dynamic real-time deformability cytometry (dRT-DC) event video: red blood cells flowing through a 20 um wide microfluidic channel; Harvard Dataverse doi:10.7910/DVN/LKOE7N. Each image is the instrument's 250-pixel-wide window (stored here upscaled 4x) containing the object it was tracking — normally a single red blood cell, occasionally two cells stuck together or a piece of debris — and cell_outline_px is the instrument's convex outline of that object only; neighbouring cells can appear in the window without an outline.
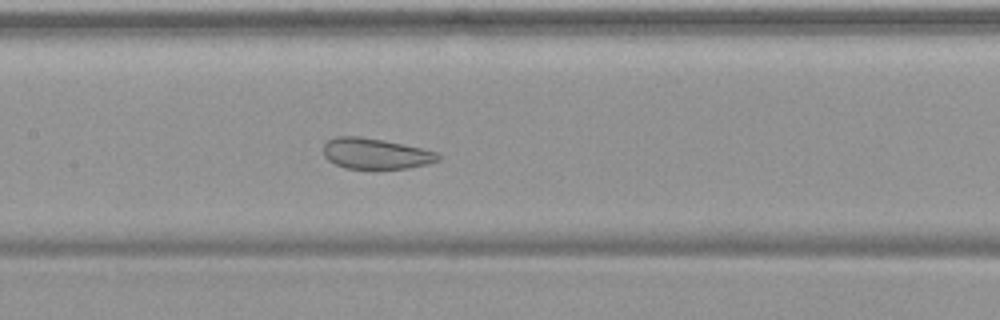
{"species": "common noctule bat (a hibernating species)", "species_latin": "Nyctalus noctula", "temperature_condition": "warm", "stored_images_in_passage": 54, "camera_frame_rate_fps": 3000, "um_per_image_px": 0.085, "animal": {"sex": "female", "body_mass_g": 19.9}, "frame": {"image": 1, "passage_image": 26, "time_ms": 8.333, "image_size_px": [1000, 320], "cell_outline_px": [[440, 160], [428, 164], [408, 168], [344, 168], [328, 160], [324, 156], [324, 144], [328, 140], [336, 136], [360, 136], [384, 140], [420, 148], [436, 152], [440, 156]], "centroid_in_image_um": [31.91, 13.05], "position_along_channel_um": 175.5, "area_um2": 20.4}}
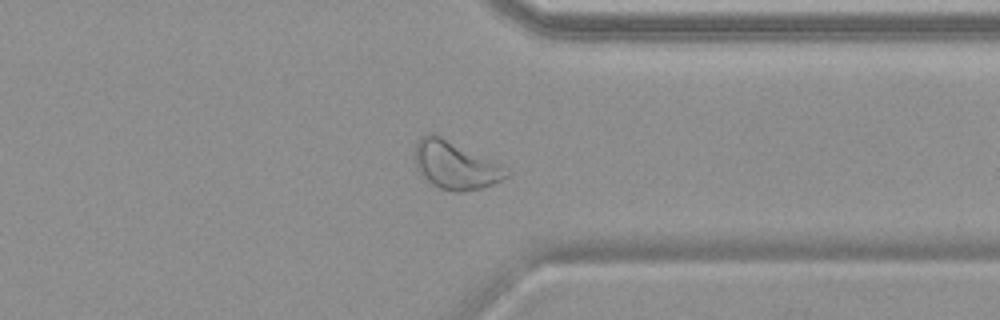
{"frame": {"image": 2, "passage_image": 42, "time_ms": 13.667, "image_size_px": [1000, 320], "cell_outline_px": [[512, 172], [508, 176], [492, 184], [480, 188], [460, 192], [456, 192], [440, 188], [432, 184], [416, 168], [416, 140], [420, 136], [428, 132], [436, 132], [504, 164]], "centroid_in_image_um": [38.75, 13.97], "position_along_channel_um": 372.7, "area_um2": 26.24}}
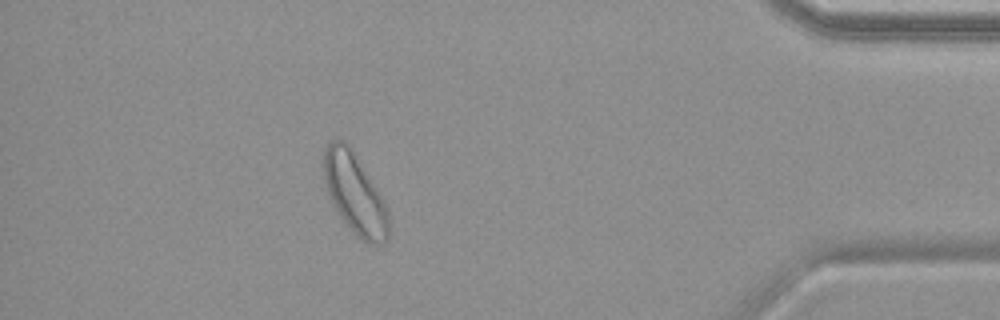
{"frame": {"image": 3, "passage_image": 48, "time_ms": 15.667, "image_size_px": [1000, 320], "cell_outline_px": [[388, 240], [384, 244], [372, 244], [360, 240], [352, 232], [340, 216], [328, 196], [324, 180], [324, 148], [332, 140], [344, 140], [352, 148], [384, 200], [388, 208]], "centroid_in_image_um": [30.16, 16.48], "position_along_channel_um": 405.0, "area_um2": 30.58}, "authors_computed_cell_mechanics": {"area_um2": 28.5532, "velocity_mm_per_s": 3.7258, "shape_relaxation_time_tau1_ms": null, "shape_relaxation_time_tau2_ms": 0.7357, "deformation_change_tau1": null, "deformation_change_tau2": 0.065}}